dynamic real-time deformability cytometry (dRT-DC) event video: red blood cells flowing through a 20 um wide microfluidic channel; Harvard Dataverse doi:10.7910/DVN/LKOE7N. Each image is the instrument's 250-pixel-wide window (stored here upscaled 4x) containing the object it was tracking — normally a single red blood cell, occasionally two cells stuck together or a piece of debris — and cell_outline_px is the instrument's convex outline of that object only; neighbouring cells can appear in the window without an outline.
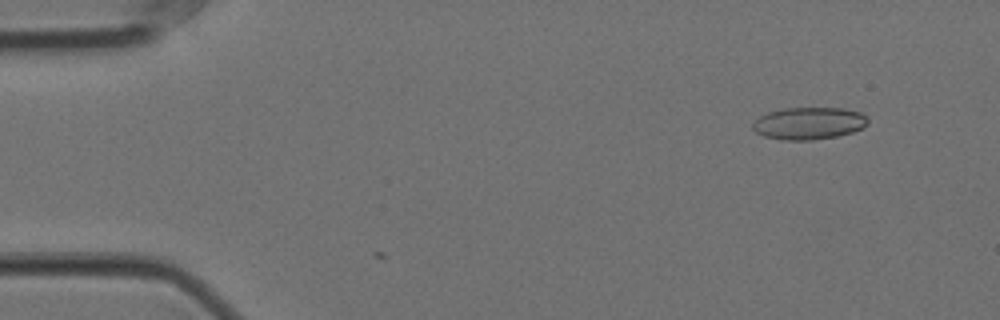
{"species": "Egyptian fruit bat (a non-hibernating species)", "species_latin": "Rousettus aegyptiacus", "temperature_condition": "cold", "stored_images_in_passage": 5, "camera_frame_rate_fps": 3000, "um_per_image_px": 0.085, "animal": {"sex": "female"}, "frame": {"image": 1, "passage_image": 5, "time_ms": 1.333, "image_size_px": [1000, 320], "cell_outline_px": [[868, 124], [864, 128], [852, 132], [836, 136], [812, 140], [780, 140], [764, 136], [756, 132], [752, 128], [752, 124], [760, 116], [768, 112], [784, 108], [844, 108], [860, 112], [868, 116]], "centroid_in_image_um": [68.78, 10.48], "position_along_channel_um": 16.2, "area_um2": 21.79}}